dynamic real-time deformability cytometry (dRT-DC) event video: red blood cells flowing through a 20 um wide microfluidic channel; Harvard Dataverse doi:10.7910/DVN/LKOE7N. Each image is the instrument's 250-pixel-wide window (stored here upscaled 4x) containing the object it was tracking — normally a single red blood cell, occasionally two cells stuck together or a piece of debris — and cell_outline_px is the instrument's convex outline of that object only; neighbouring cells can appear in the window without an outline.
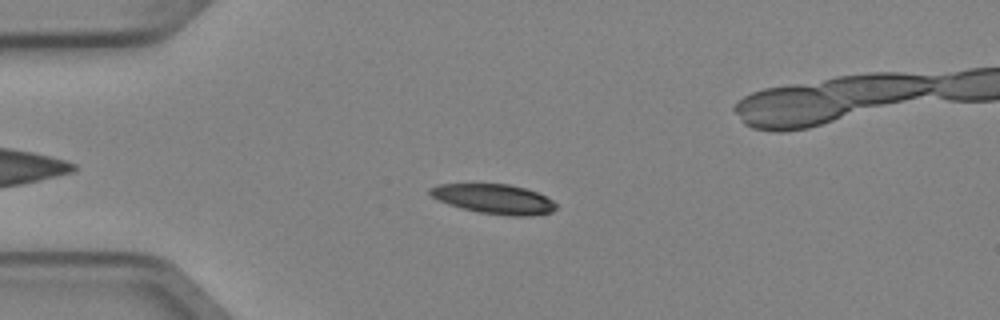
{"species": "Egyptian fruit bat (a non-hibernating species)", "species_latin": "Rousettus aegyptiacus", "temperature_condition": "cold", "stored_images_in_passage": 3, "camera_frame_rate_fps": 3000, "um_per_image_px": 0.085, "animal": {"sex": "female"}, "frame": {"image": 1, "passage_image": 1, "time_ms": 0.0, "image_size_px": [1000, 320], "cell_outline_px": [[556, 208], [552, 212], [528, 216], [512, 216], [480, 212], [448, 204], [432, 196], [428, 192], [428, 188], [440, 184], [508, 184], [524, 188], [536, 192], [552, 200], [556, 204]], "centroid_in_image_um": [41.99, 16.91], "position_along_channel_um": 43.0, "area_um2": 21.44}}
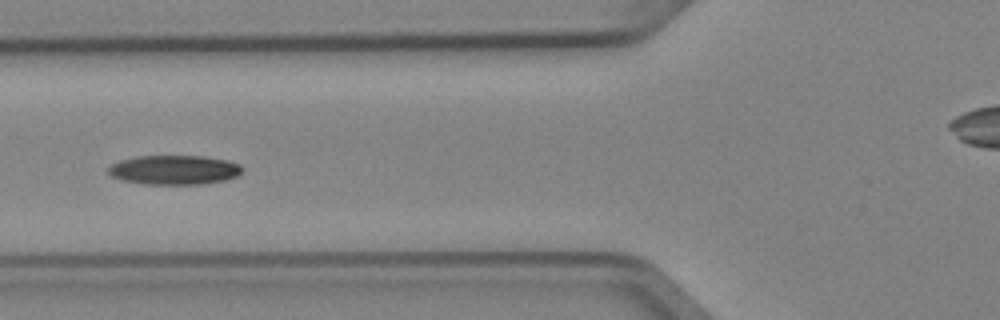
{"frame": {"image": 2, "passage_image": 3, "time_ms": 0.667, "image_size_px": [1000, 320], "cell_outline_px": [[244, 172], [240, 176], [228, 180], [204, 184], [144, 184], [120, 180], [112, 176], [108, 172], [108, 168], [112, 164], [120, 160], [136, 156], [204, 156], [228, 160], [240, 164], [244, 168]], "centroid_in_image_um": [14.88, 14.44], "position_along_channel_um": 110.9, "area_um2": 23.35}}